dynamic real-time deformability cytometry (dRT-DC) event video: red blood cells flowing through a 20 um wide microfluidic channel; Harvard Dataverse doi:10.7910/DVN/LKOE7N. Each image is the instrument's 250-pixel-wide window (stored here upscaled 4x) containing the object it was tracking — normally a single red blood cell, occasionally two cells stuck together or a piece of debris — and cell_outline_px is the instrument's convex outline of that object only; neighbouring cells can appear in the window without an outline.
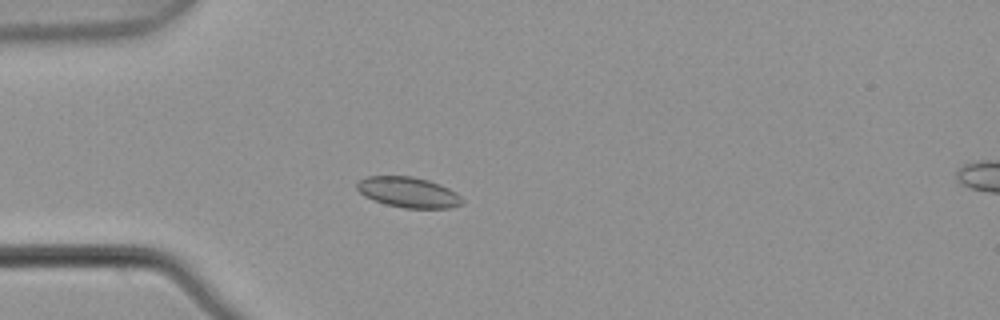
{"species": "common noctule bat (a hibernating species)", "species_latin": "Nyctalus noctula", "temperature_condition": "warm", "stored_images_in_passage": 4, "camera_frame_rate_fps": 3000, "um_per_image_px": 0.085, "animal": {"sex": "male", "body_mass_g": 21.5, "forearm_length_mm": 52.0}, "frame": {"image": 1, "passage_image": 3, "time_ms": 0.667, "image_size_px": [1000, 320], "cell_outline_px": [[464, 204], [452, 208], [404, 208], [384, 204], [364, 196], [356, 188], [356, 184], [360, 180], [368, 176], [412, 176], [428, 180], [440, 184], [456, 192], [464, 200]], "centroid_in_image_um": [34.73, 16.35], "position_along_channel_um": 50.3, "area_um2": 18.84}}